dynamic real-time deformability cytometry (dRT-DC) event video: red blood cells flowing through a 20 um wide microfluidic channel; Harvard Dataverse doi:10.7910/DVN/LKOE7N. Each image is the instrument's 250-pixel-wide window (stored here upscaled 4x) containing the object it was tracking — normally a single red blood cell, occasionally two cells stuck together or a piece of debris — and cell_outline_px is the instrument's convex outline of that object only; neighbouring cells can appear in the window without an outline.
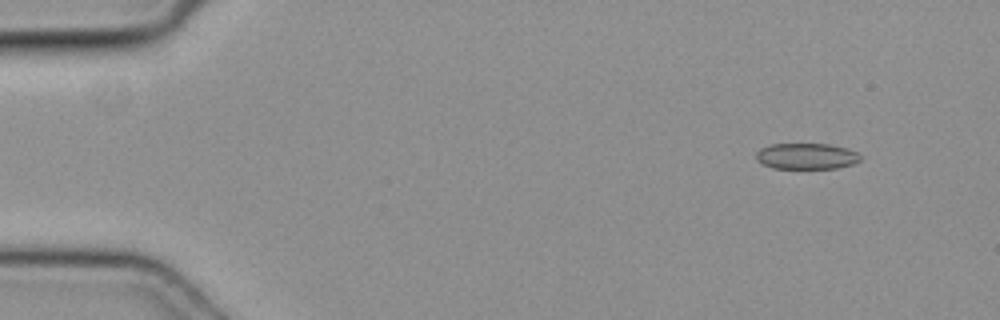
{"species": "common noctule bat (a hibernating species)", "species_latin": "Nyctalus noctula", "temperature_condition": "cold", "stored_images_in_passage": 8, "camera_frame_rate_fps": 3000, "um_per_image_px": 0.085, "animal": {"sex": "female", "body_mass_g": 19.3, "forearm_length_mm": 54.1}, "frame": {"image": 1, "passage_image": 1, "time_ms": 0.0, "image_size_px": [1000, 320], "cell_outline_px": [[860, 160], [852, 164], [836, 168], [772, 168], [756, 160], [756, 152], [760, 148], [772, 144], [828, 144], [844, 148], [856, 152], [860, 156]], "centroid_in_image_um": [68.51, 13.27], "position_along_channel_um": 16.5, "area_um2": 15.61}}